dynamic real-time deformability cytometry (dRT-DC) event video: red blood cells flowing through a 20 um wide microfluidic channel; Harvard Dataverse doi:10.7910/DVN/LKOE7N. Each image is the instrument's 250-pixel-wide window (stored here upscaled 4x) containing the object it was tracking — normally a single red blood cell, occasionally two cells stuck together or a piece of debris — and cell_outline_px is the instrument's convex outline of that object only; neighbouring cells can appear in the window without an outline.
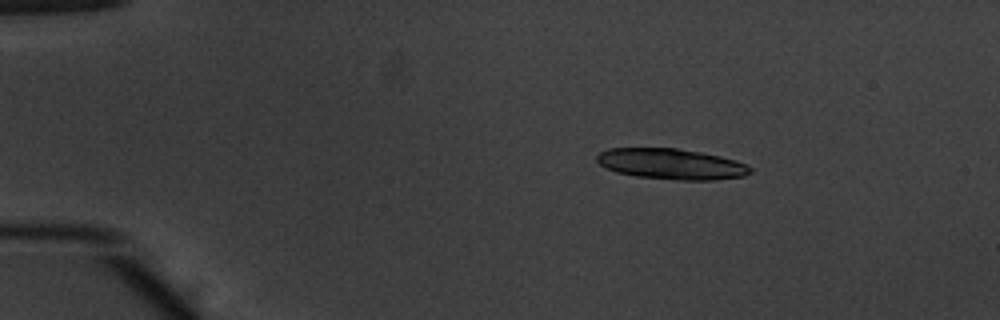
{"species": "common noctule bat (a hibernating species)", "species_latin": "Nyctalus noctula", "temperature_condition": "warm", "stored_images_in_passage": 7, "camera_frame_rate_fps": 3000, "um_per_image_px": 0.085, "animal": {"sex": "male", "body_mass_g": 20.1, "forearm_length_mm": 53.5}, "frame": {"image": 1, "passage_image": 1, "time_ms": 0.0, "image_size_px": [1000, 320], "cell_outline_px": [[752, 172], [744, 176], [712, 180], [676, 180], [636, 176], [616, 172], [600, 164], [596, 160], [596, 156], [600, 152], [608, 148], [676, 148], [700, 152], [720, 156], [736, 160], [752, 168]], "centroid_in_image_um": [57.06, 13.94], "position_along_channel_um": 27.9, "area_um2": 27.4}}